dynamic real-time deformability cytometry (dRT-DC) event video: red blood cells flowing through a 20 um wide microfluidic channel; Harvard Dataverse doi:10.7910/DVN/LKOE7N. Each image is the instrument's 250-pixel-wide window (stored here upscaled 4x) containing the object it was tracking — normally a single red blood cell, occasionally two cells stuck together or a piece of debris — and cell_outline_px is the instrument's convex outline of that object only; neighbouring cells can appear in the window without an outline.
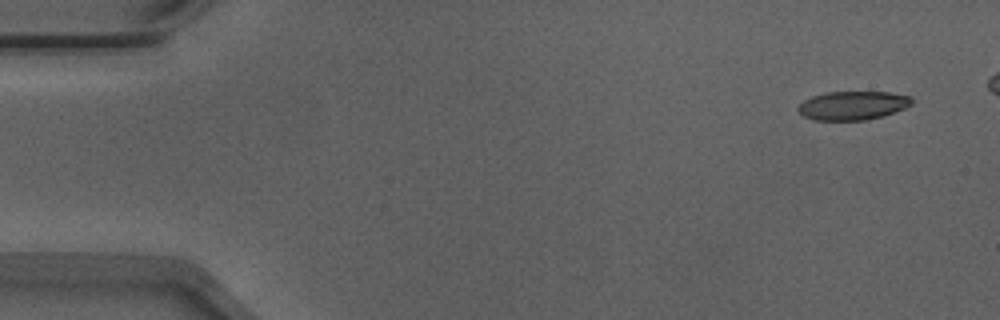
{"species": "Egyptian fruit bat (a non-hibernating species)", "species_latin": "Rousettus aegyptiacus", "temperature_condition": "warm", "stored_images_in_passage": 45, "camera_frame_rate_fps": 3000, "um_per_image_px": 0.085, "animal": {"sex": "male"}, "frame": {"image": 1, "passage_image": 1, "time_ms": 0.0, "image_size_px": [1000, 320], "cell_outline_px": [[912, 104], [904, 108], [880, 116], [864, 120], [812, 120], [804, 116], [796, 108], [804, 100], [812, 96], [828, 92], [888, 92], [912, 96]], "centroid_in_image_um": [72.46, 8.96], "position_along_channel_um": 12.5, "area_um2": 18.84}}
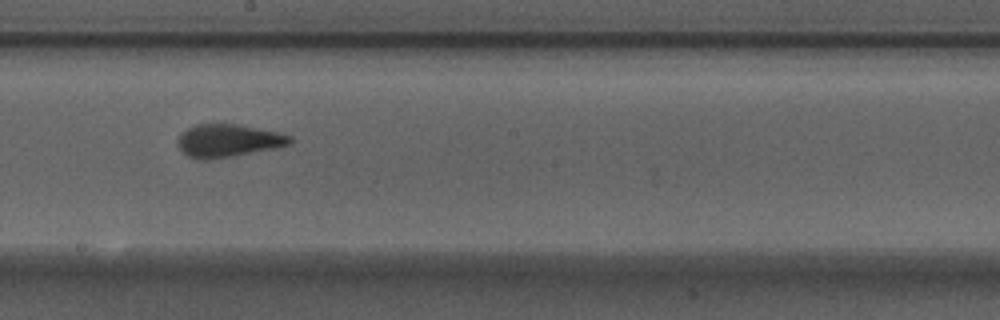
{"frame": {"image": 2, "passage_image": 27, "time_ms": 8.667, "image_size_px": [1000, 320], "cell_outline_px": [[292, 140], [288, 144], [276, 148], [208, 160], [200, 160], [188, 156], [180, 148], [176, 140], [180, 132], [196, 124], [236, 124], [276, 132], [292, 136]], "centroid_in_image_um": [19.34, 11.95], "position_along_channel_um": 228.9, "area_um2": 21.27}}
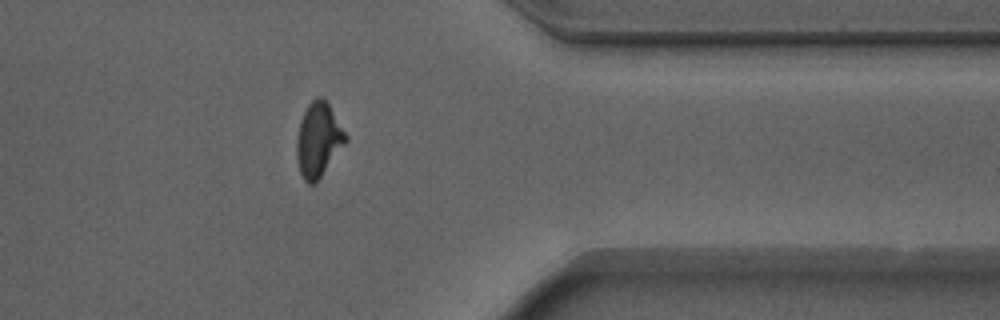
{"frame": {"image": 3, "passage_image": 40, "time_ms": 13.0, "image_size_px": [1000, 320], "cell_outline_px": [[348, 140], [316, 184], [308, 184], [304, 180], [300, 172], [296, 156], [296, 140], [300, 120], [308, 104], [316, 96], [320, 96], [328, 104], [348, 136]], "centroid_in_image_um": [27.06, 11.91], "position_along_channel_um": 384.3, "area_um2": 21.27}}